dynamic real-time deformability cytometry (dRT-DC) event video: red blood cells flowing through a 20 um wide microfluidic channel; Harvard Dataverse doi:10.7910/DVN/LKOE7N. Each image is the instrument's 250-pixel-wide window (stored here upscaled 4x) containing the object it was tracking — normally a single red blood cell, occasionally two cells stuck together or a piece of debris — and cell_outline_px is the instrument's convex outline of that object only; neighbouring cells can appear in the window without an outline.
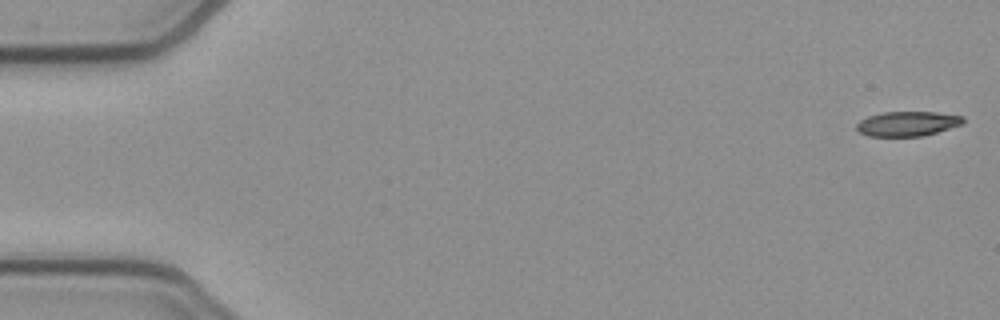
{"species": "common noctule bat (a hibernating species)", "species_latin": "Nyctalus noctula", "temperature_condition": "cold", "stored_images_in_passage": 52, "camera_frame_rate_fps": 3000, "um_per_image_px": 0.085, "animal": {"sex": "female", "body_mass_g": 21.9}, "frame": {"image": 1, "passage_image": 1, "time_ms": 0.0, "image_size_px": [1000, 320], "cell_outline_px": [[964, 124], [936, 132], [920, 136], [868, 136], [860, 132], [856, 128], [856, 124], [860, 120], [868, 116], [884, 112], [936, 112], [964, 116]], "centroid_in_image_um": [77.14, 10.51], "position_along_channel_um": 7.9, "area_um2": 15.32}}
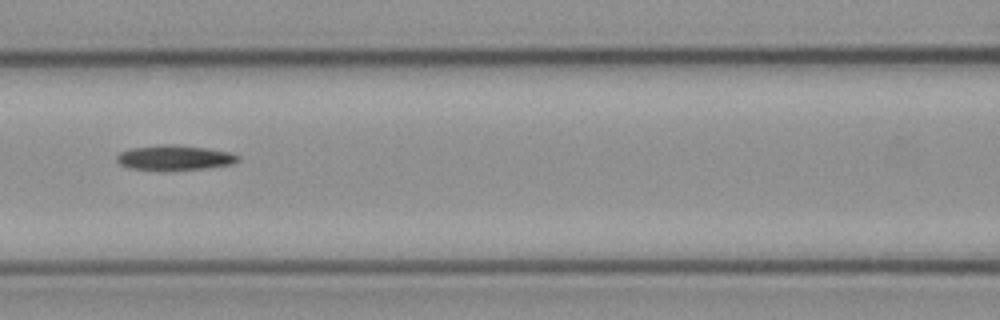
{"frame": {"image": 2, "passage_image": 23, "time_ms": 7.333, "image_size_px": [1000, 320], "cell_outline_px": [[240, 160], [232, 164], [208, 168], [128, 168], [120, 164], [116, 160], [116, 156], [120, 152], [132, 148], [160, 144], [172, 144], [208, 148], [232, 152], [240, 156]], "centroid_in_image_um": [14.89, 13.36], "position_along_channel_um": 151.7, "area_um2": 17.17}}
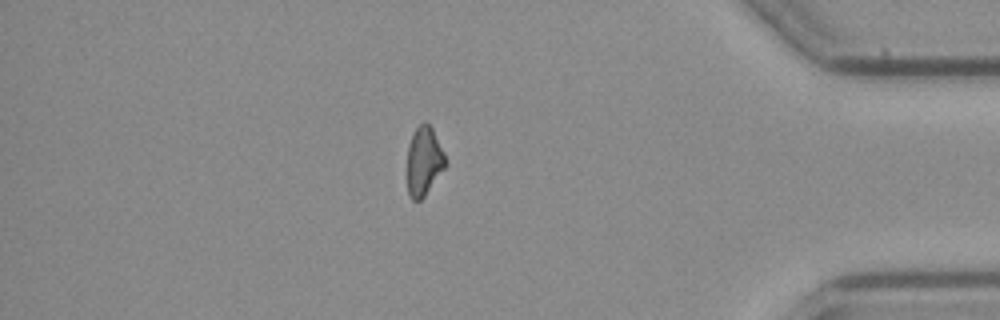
{"frame": {"image": 3, "passage_image": 45, "time_ms": 14.667, "image_size_px": [1000, 320], "cell_outline_px": [[448, 164], [424, 196], [420, 200], [412, 200], [408, 192], [408, 144], [412, 132], [424, 120], [432, 128], [448, 160]], "centroid_in_image_um": [36.05, 13.67], "position_along_channel_um": 399.1, "area_um2": 15.43}}